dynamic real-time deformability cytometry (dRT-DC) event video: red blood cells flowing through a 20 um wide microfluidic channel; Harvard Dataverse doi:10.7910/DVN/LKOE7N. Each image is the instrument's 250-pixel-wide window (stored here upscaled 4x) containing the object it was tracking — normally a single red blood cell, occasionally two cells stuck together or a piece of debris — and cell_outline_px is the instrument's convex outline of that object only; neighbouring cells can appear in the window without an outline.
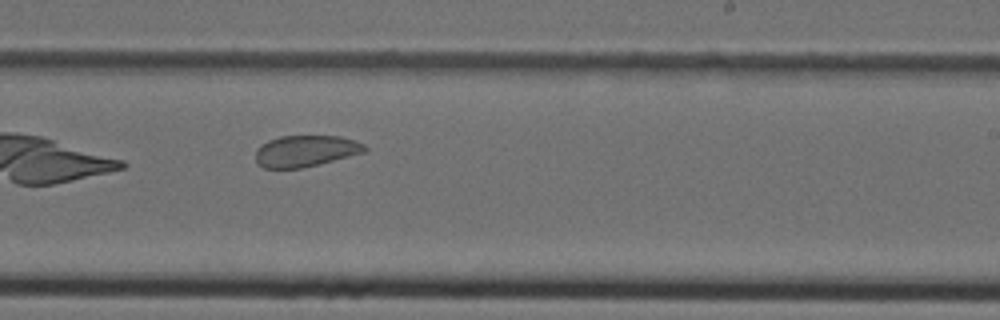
{"species": "Egyptian fruit bat (a non-hibernating species)", "species_latin": "Rousettus aegyptiacus", "temperature_condition": "cold", "stored_images_in_passage": 31, "segment_of_instrument_passage": [1, 2], "camera_frame_rate_fps": 3000, "um_per_image_px": 0.085, "animal": {"sex": "female"}, "frame": {"image": 1, "passage_image": 14, "time_ms": 4.333, "image_size_px": [1000, 320], "cell_outline_px": [[368, 148], [364, 152], [320, 164], [300, 168], [264, 168], [256, 164], [256, 148], [260, 144], [268, 140], [280, 136], [340, 136], [364, 144]], "centroid_in_image_um": [25.93, 12.83], "position_along_channel_um": 263.1, "area_um2": 20.0}}